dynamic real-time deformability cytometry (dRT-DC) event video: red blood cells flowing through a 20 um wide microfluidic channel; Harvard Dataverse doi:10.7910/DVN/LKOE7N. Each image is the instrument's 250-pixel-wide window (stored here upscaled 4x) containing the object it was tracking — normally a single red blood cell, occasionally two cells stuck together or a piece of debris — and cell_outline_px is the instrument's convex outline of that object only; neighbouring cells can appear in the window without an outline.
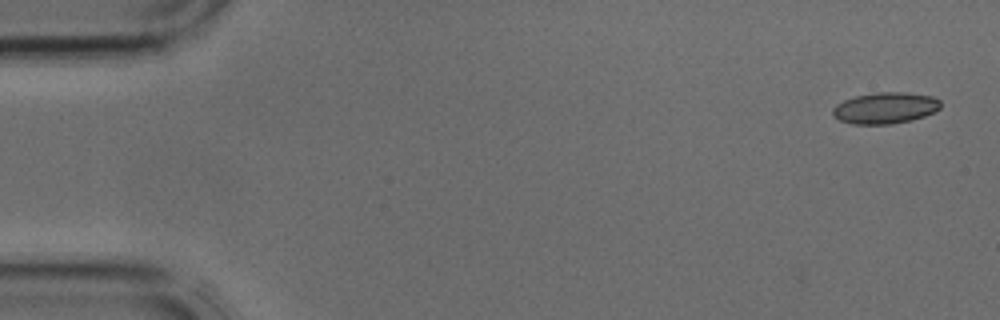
{"species": "common noctule bat (a hibernating species)", "species_latin": "Nyctalus noctula", "temperature_condition": "cold", "stored_images_in_passage": 5, "camera_frame_rate_fps": 3000, "um_per_image_px": 0.085, "animal": {"sex": "male", "body_mass_g": 17.9, "forearm_length_mm": 54.2}, "frame": {"image": 1, "passage_image": 1, "time_ms": 0.0, "image_size_px": [1000, 320], "cell_outline_px": [[940, 108], [936, 112], [912, 120], [892, 124], [852, 124], [840, 120], [832, 116], [832, 108], [836, 104], [844, 100], [856, 96], [876, 92], [904, 92], [932, 96], [940, 100]], "centroid_in_image_um": [75.24, 9.18], "position_along_channel_um": 9.8, "area_um2": 19.83}}
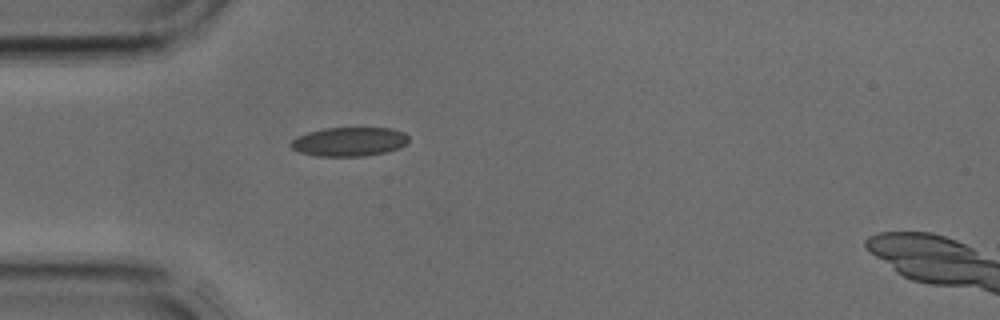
{"frame": {"image": 2, "passage_image": 4, "time_ms": 1.0, "image_size_px": [1000, 320], "cell_outline_px": [[408, 144], [400, 148], [384, 152], [364, 156], [316, 156], [300, 152], [292, 148], [288, 144], [296, 136], [308, 132], [324, 128], [392, 128], [404, 132], [408, 136]], "centroid_in_image_um": [29.69, 12.04], "position_along_channel_um": 55.3, "area_um2": 20.06}}